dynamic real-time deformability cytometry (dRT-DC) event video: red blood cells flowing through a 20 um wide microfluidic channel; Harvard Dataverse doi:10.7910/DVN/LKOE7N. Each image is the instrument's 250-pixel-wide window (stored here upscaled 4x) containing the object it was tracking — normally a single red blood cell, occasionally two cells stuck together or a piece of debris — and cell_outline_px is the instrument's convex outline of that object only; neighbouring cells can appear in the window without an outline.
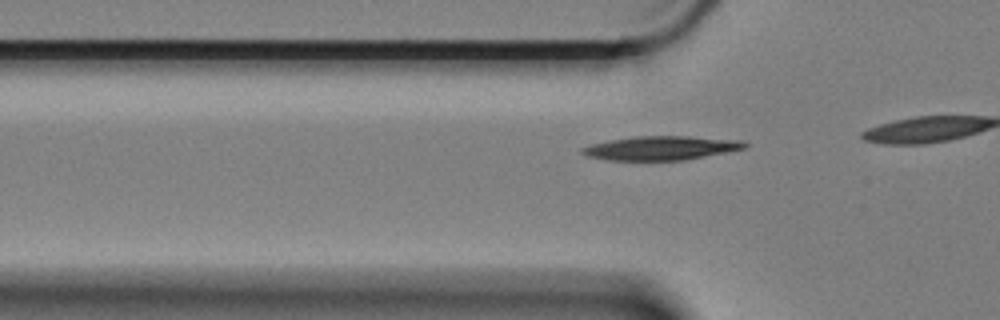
{"species": "Egyptian fruit bat (a non-hibernating species)", "species_latin": "Rousettus aegyptiacus", "temperature_condition": "cold", "stored_images_in_passage": 12, "camera_frame_rate_fps": 3000, "um_per_image_px": 0.085, "animal": {"sex": "female"}, "frame": {"image": 1, "passage_image": 6, "time_ms": 1.667, "image_size_px": [1000, 320], "cell_outline_px": [[748, 144], [744, 148], [684, 160], [608, 160], [588, 156], [580, 152], [580, 148], [592, 144], [612, 140], [636, 136], [688, 136], [740, 140]], "centroid_in_image_um": [56.15, 12.58], "position_along_channel_um": 69.6, "area_um2": 22.31}}
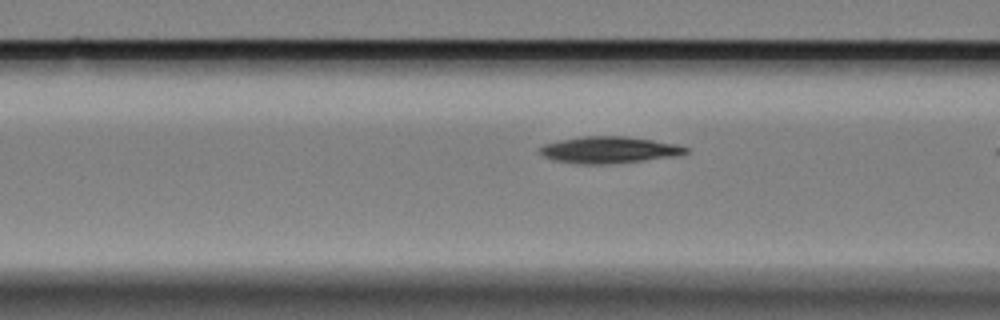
{"frame": {"image": 2, "passage_image": 10, "time_ms": 3.0, "image_size_px": [1000, 320], "cell_outline_px": [[688, 152], [676, 156], [644, 160], [608, 164], [580, 164], [552, 160], [536, 152], [536, 148], [544, 144], [560, 140], [584, 136], [624, 136], [680, 144], [688, 148]], "centroid_in_image_um": [51.73, 12.74], "position_along_channel_um": 114.9, "area_um2": 22.83}}